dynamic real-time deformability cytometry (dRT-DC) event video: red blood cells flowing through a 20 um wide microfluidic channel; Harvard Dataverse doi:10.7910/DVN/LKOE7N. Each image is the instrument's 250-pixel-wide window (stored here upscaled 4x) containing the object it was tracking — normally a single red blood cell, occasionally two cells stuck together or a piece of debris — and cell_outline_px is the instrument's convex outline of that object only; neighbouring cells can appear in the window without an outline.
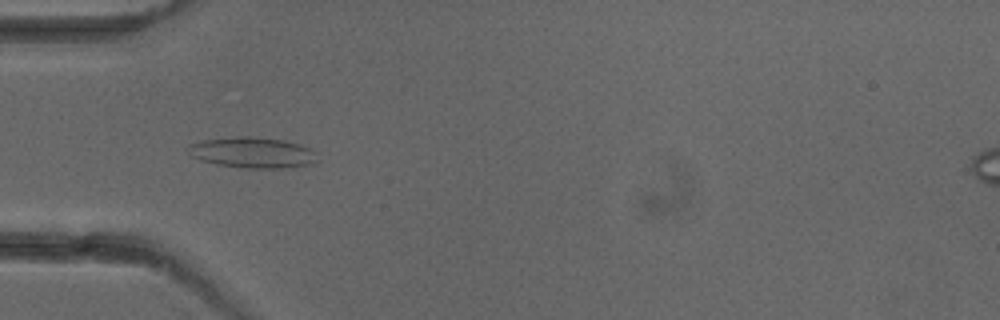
{"species": "common noctule bat (a hibernating species)", "species_latin": "Nyctalus noctula", "temperature_condition": "cold", "stored_images_in_passage": 6, "camera_frame_rate_fps": 3000, "um_per_image_px": 0.085, "animal": {"sex": "female"}, "frame": {"image": 1, "passage_image": 5, "time_ms": 5.0, "image_size_px": [1000, 320], "cell_outline_px": [[320, 160], [312, 164], [280, 168], [244, 168], [216, 164], [200, 160], [192, 156], [184, 148], [188, 144], [204, 140], [236, 136], [256, 136], [284, 140], [300, 144], [316, 152]], "centroid_in_image_um": [21.46, 12.96], "position_along_channel_um": 63.5, "area_um2": 23.52}}